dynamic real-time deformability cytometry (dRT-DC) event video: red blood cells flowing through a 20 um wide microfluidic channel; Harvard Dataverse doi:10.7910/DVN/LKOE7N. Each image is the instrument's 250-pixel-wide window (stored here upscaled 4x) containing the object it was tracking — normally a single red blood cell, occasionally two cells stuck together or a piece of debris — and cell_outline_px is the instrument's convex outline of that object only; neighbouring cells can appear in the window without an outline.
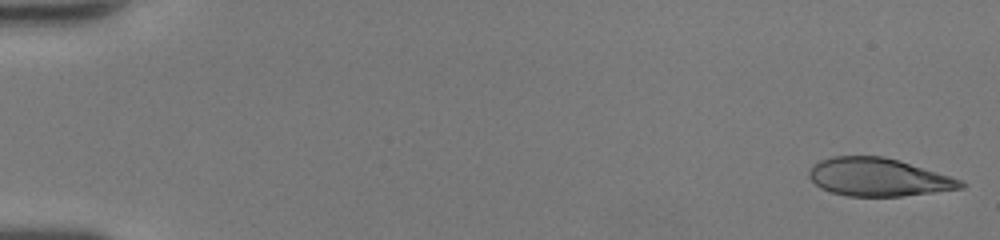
{"species": "human", "species_latin": "Homo sapiens", "temperature_condition": "room temperature", "stored_images_in_passage": 49, "camera_frame_rate_fps": 3000, "um_per_image_px": 0.085, "donor": {"sex": "female"}, "frame": {"image": 1, "passage_image": 1, "time_ms": 0.0, "image_size_px": [1000, 240], "cell_outline_px": [[968, 184], [964, 188], [904, 196], [848, 196], [832, 192], [820, 188], [808, 176], [808, 172], [812, 164], [820, 160], [832, 156], [884, 156], [964, 180]], "centroid_in_image_um": [74.67, 15.06], "position_along_channel_um": 10.3, "area_um2": 33.7}}
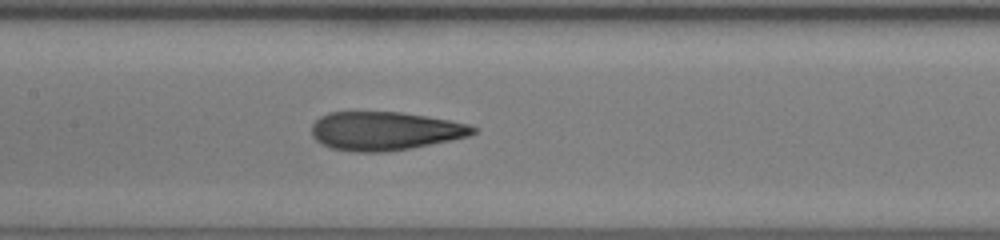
{"frame": {"image": 2, "passage_image": 25, "time_ms": 8.0, "image_size_px": [1000, 240], "cell_outline_px": [[480, 128], [476, 132], [468, 136], [452, 140], [412, 148], [384, 152], [356, 152], [332, 148], [320, 144], [312, 136], [312, 124], [320, 116], [328, 112], [400, 112], [428, 116], [468, 124]], "centroid_in_image_um": [32.72, 11.13], "position_along_channel_um": 174.7, "area_um2": 36.47}}
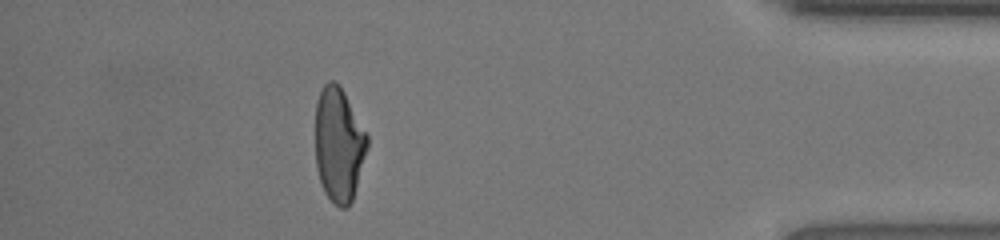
{"frame": {"image": 3, "passage_image": 44, "time_ms": 14.333, "image_size_px": [1000, 240], "cell_outline_px": [[368, 148], [356, 188], [352, 200], [348, 208], [340, 208], [324, 192], [316, 168], [316, 100], [324, 84], [328, 80], [332, 80], [344, 92], [368, 136]], "centroid_in_image_um": [28.8, 12.31], "position_along_channel_um": 406.4, "area_um2": 34.39}, "authors_computed_cell_mechanics": {"area_um2": 35.8938, "velocity_mm_per_s": 4.3267, "shape_relaxation_time_tau1_ms": 4.5366, "shape_relaxation_time_tau2_ms": 1.251, "deformation_change_tau1": 0.2244, "deformation_change_tau2": 0.1056}}